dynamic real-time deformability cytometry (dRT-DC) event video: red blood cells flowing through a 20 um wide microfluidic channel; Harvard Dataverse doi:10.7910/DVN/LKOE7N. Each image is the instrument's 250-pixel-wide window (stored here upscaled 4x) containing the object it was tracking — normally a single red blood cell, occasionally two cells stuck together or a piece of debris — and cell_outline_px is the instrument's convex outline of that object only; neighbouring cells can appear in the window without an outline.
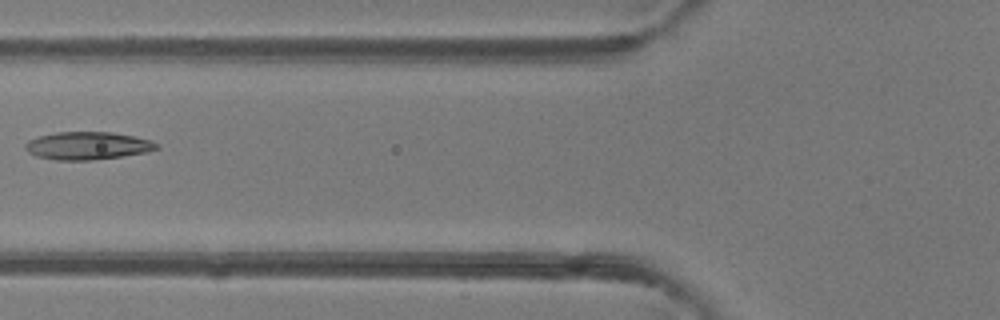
{"species": "common noctule bat (a hibernating species)", "species_latin": "Nyctalus noctula", "temperature_condition": "room temperature", "stored_images_in_passage": 6, "camera_frame_rate_fps": 3000, "um_per_image_px": 0.085, "animal": {"sex": "female"}, "frame": {"image": 1, "passage_image": 5, "time_ms": 4.667, "image_size_px": [1000, 320], "cell_outline_px": [[160, 148], [148, 152], [124, 156], [88, 160], [56, 160], [36, 156], [28, 152], [24, 148], [24, 144], [28, 140], [40, 136], [56, 132], [112, 132], [136, 136], [152, 140], [160, 144]], "centroid_in_image_um": [7.49, 12.38], "position_along_channel_um": 118.3, "area_um2": 21.5}}
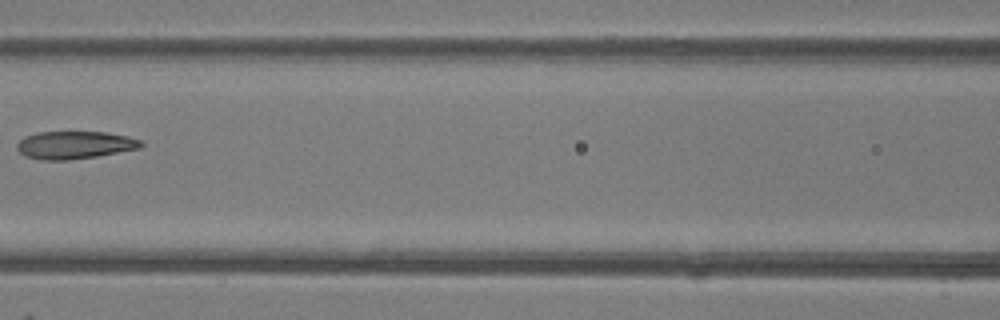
{"frame": {"image": 2, "passage_image": 6, "time_ms": 5.667, "image_size_px": [1000, 320], "cell_outline_px": [[144, 144], [140, 148], [96, 156], [68, 160], [40, 160], [24, 156], [16, 148], [16, 144], [24, 136], [36, 132], [108, 132], [128, 136], [140, 140]], "centroid_in_image_um": [6.31, 12.32], "position_along_channel_um": 160.3, "area_um2": 20.11}}